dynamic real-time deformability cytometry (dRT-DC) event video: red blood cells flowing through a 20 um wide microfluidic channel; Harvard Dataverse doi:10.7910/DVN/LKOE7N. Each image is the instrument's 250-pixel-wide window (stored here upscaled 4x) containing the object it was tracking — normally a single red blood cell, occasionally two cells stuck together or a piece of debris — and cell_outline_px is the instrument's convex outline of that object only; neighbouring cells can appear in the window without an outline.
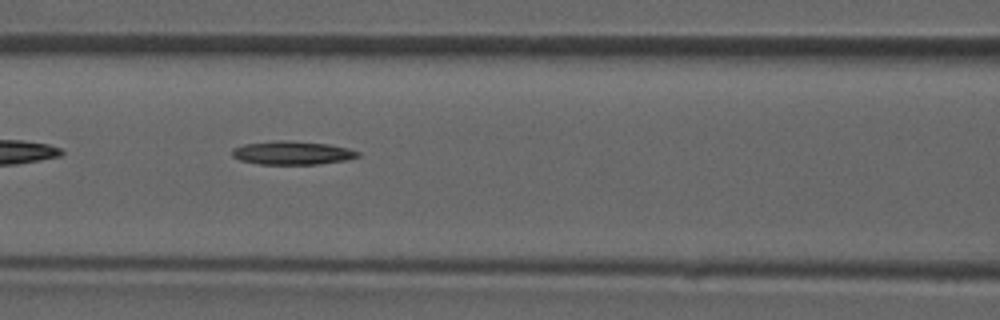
{"species": "common noctule bat (a hibernating species)", "species_latin": "Nyctalus noctula", "temperature_condition": "room temperature", "stored_images_in_passage": 28, "camera_frame_rate_fps": 3000, "um_per_image_px": 0.085, "animal": {"sex": "male", "forearm_length_mm": 52.5}, "frame": {"image": 1, "passage_image": 9, "time_ms": 2.667, "image_size_px": [1000, 320], "cell_outline_px": [[360, 156], [348, 160], [316, 164], [256, 164], [240, 160], [232, 156], [232, 148], [244, 144], [276, 140], [284, 140], [328, 144], [348, 148], [360, 152]], "centroid_in_image_um": [24.83, 12.99], "position_along_channel_um": 141.8, "area_um2": 17.28}}